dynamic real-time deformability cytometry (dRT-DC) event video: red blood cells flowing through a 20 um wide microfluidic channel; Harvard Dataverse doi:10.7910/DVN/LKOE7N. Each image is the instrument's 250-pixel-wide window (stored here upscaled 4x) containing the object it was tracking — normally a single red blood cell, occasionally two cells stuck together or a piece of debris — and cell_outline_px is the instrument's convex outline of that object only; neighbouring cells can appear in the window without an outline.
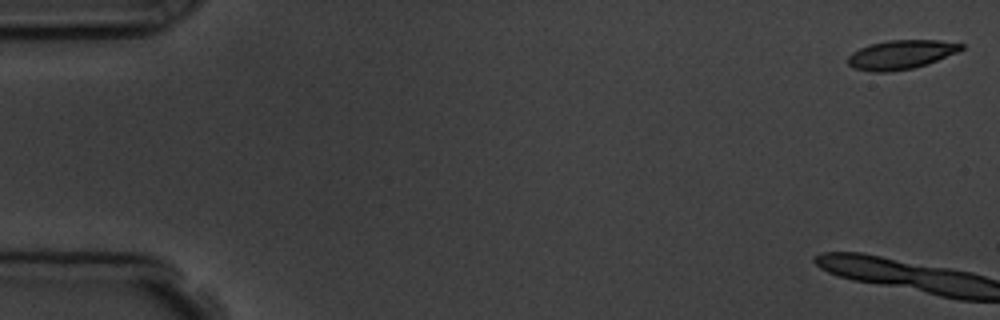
{"species": "common noctule bat (a hibernating species)", "species_latin": "Nyctalus noctula", "temperature_condition": "room temperature", "stored_images_in_passage": 7, "camera_frame_rate_fps": 3000, "um_per_image_px": 0.085, "animal": {"sex": "male", "body_mass_g": 19.5, "forearm_length_mm": 54.6}, "frame": {"image": 1, "passage_image": 1, "time_ms": 0.0, "image_size_px": [1000, 320], "cell_outline_px": [[964, 48], [956, 52], [928, 64], [912, 68], [888, 72], [872, 72], [852, 68], [848, 64], [848, 56], [852, 52], [868, 44], [888, 40], [940, 40], [964, 44]], "centroid_in_image_um": [76.55, 4.64], "position_along_channel_um": 8.5, "area_um2": 19.25}}